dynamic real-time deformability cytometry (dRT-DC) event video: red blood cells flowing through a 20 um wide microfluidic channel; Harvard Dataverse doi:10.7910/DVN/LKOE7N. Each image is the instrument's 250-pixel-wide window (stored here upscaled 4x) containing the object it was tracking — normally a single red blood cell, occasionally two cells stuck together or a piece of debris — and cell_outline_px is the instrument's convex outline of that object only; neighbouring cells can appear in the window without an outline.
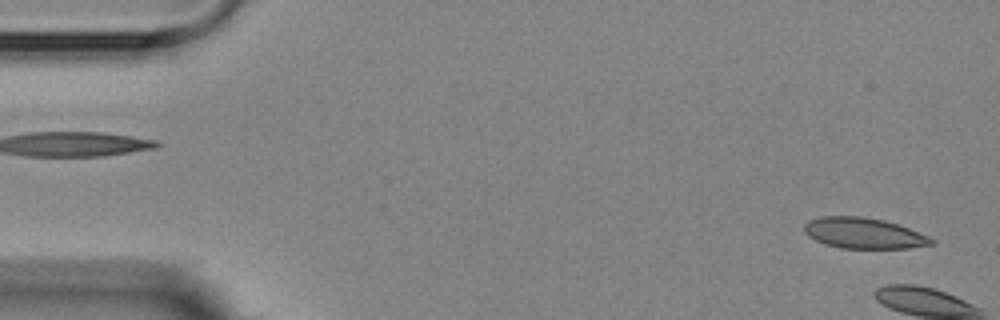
{"species": "Egyptian fruit bat (a non-hibernating species)", "species_latin": "Rousettus aegyptiacus", "temperature_condition": "room temperature", "stored_images_in_passage": 6, "segment_of_instrument_passage": [2, 2], "camera_frame_rate_fps": 3000, "um_per_image_px": 0.085, "animal": {"sex": "female"}, "frame": {"image": 1, "passage_image": 6, "time_ms": 5.667, "image_size_px": [1000, 320], "cell_outline_px": [[936, 244], [908, 248], [840, 248], [824, 244], [808, 236], [804, 232], [804, 224], [808, 220], [820, 216], [860, 216], [884, 220], [908, 228], [928, 236], [936, 240]], "centroid_in_image_um": [73.4, 19.82], "position_along_channel_um": 11.6, "area_um2": 22.89}}